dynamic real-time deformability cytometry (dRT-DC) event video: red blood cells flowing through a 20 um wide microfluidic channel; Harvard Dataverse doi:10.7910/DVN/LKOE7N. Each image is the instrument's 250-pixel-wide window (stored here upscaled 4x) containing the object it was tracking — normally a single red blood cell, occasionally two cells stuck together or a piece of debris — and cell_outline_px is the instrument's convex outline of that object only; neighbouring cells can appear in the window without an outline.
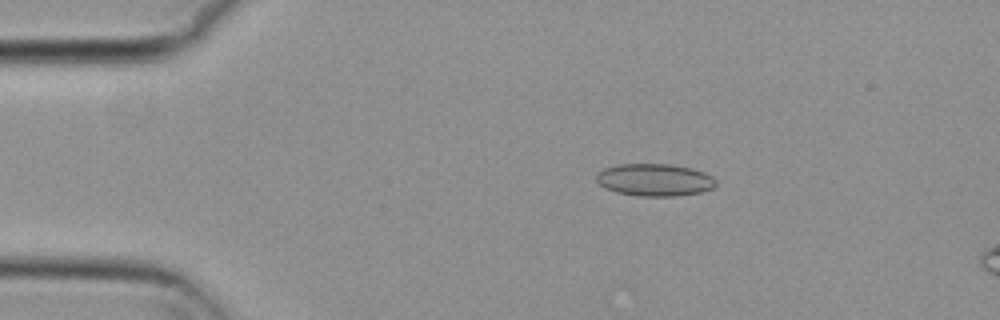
{"species": "common noctule bat (a hibernating species)", "species_latin": "Nyctalus noctula", "temperature_condition": "cold", "stored_images_in_passage": 15, "camera_frame_rate_fps": 3000, "um_per_image_px": 0.085, "animal": {"sex": "female", "body_mass_g": 29.2, "forearm_length_mm": 56.3}, "frame": {"image": 1, "passage_image": 9, "time_ms": 2.667, "image_size_px": [1000, 320], "cell_outline_px": [[716, 184], [712, 188], [700, 192], [676, 196], [636, 196], [616, 192], [604, 188], [596, 180], [596, 172], [604, 168], [616, 164], [668, 164], [692, 168], [704, 172], [712, 176], [716, 180]], "centroid_in_image_um": [55.61, 15.29], "position_along_channel_um": 29.4, "area_um2": 22.72}}